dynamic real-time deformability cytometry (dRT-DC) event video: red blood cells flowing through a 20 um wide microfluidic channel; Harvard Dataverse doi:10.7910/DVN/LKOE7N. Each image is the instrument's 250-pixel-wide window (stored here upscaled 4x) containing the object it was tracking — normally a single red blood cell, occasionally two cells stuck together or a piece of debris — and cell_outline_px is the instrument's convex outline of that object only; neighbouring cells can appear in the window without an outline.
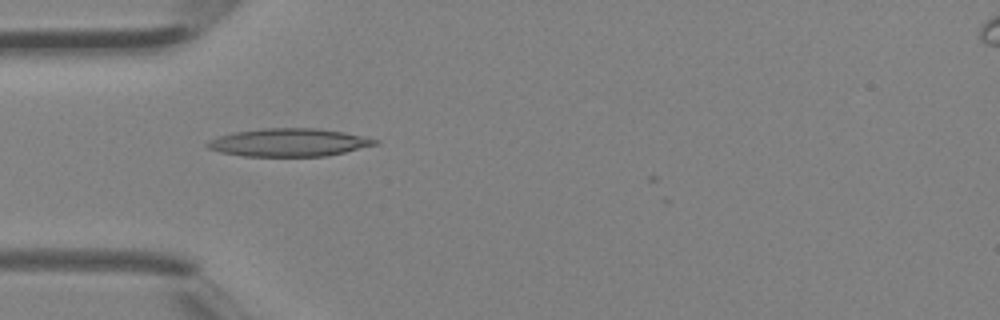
{"species": "Egyptian fruit bat (a non-hibernating species)", "species_latin": "Rousettus aegyptiacus", "temperature_condition": "room temperature", "stored_images_in_passage": 3, "camera_frame_rate_fps": 3000, "um_per_image_px": 0.085, "animal": {"sex": "female"}, "frame": {"image": 1, "passage_image": 2, "time_ms": 0.333, "image_size_px": [1000, 320], "cell_outline_px": [[380, 140], [376, 144], [328, 156], [240, 156], [220, 152], [208, 148], [204, 144], [208, 140], [232, 132], [264, 128], [316, 128], [344, 132], [364, 136]], "centroid_in_image_um": [24.52, 12.11], "position_along_channel_um": 60.5, "area_um2": 27.34}}